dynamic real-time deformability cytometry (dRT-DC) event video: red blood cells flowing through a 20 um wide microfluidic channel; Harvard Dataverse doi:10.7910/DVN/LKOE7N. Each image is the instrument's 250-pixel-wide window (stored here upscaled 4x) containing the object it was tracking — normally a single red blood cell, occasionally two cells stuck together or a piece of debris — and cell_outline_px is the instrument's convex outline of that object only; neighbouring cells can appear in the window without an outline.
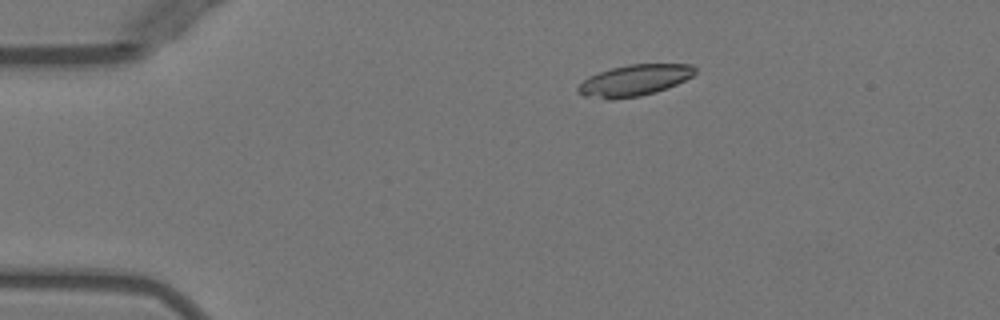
{"species": "Egyptian fruit bat (a non-hibernating species)", "species_latin": "Rousettus aegyptiacus", "temperature_condition": "warm", "stored_images_in_passage": 43, "camera_frame_rate_fps": 3000, "um_per_image_px": 0.085, "animal": {"sex": "female"}, "frame": {"image": 1, "passage_image": 1, "time_ms": 0.0, "image_size_px": [1000, 320], "cell_outline_px": [[696, 72], [692, 76], [668, 88], [656, 92], [640, 96], [612, 100], [608, 100], [584, 96], [576, 92], [576, 88], [588, 76], [612, 68], [628, 64], [692, 64], [696, 68]], "centroid_in_image_um": [53.9, 6.84], "position_along_channel_um": 31.1, "area_um2": 21.44}}
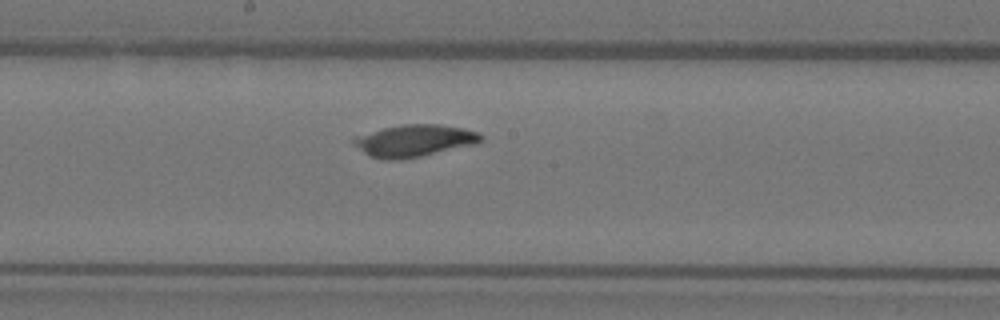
{"frame": {"image": 2, "passage_image": 19, "time_ms": 6.0, "image_size_px": [1000, 320], "cell_outline_px": [[484, 140], [476, 144], [420, 156], [400, 160], [384, 160], [368, 156], [352, 144], [352, 136], [400, 124], [440, 124], [464, 128], [480, 132], [484, 136]], "centroid_in_image_um": [35.2, 11.95], "position_along_channel_um": 213.0, "area_um2": 24.16}}
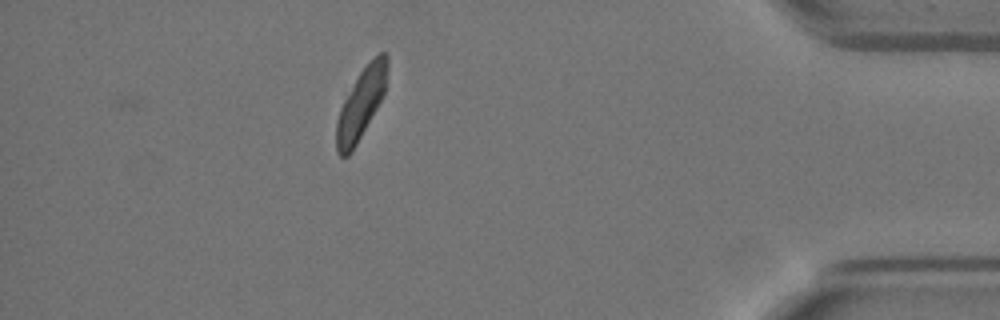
{"frame": {"image": 3, "passage_image": 37, "time_ms": 12.0, "image_size_px": [1000, 320], "cell_outline_px": [[388, 68], [384, 92], [376, 108], [352, 152], [348, 156], [340, 156], [336, 152], [336, 120], [340, 108], [344, 100], [360, 72], [372, 56], [380, 52], [384, 52], [388, 56]], "centroid_in_image_um": [30.68, 8.8], "position_along_channel_um": 404.5, "area_um2": 20.58}, "authors_computed_cell_mechanics": {"area_um2": 22.7732, "velocity_mm_per_s": 3.9376, "shape_relaxation_time_tau1_ms": 5.0904, "shape_relaxation_time_tau2_ms": null, "deformation_change_tau1": 0.1757, "deformation_change_tau2": null}}